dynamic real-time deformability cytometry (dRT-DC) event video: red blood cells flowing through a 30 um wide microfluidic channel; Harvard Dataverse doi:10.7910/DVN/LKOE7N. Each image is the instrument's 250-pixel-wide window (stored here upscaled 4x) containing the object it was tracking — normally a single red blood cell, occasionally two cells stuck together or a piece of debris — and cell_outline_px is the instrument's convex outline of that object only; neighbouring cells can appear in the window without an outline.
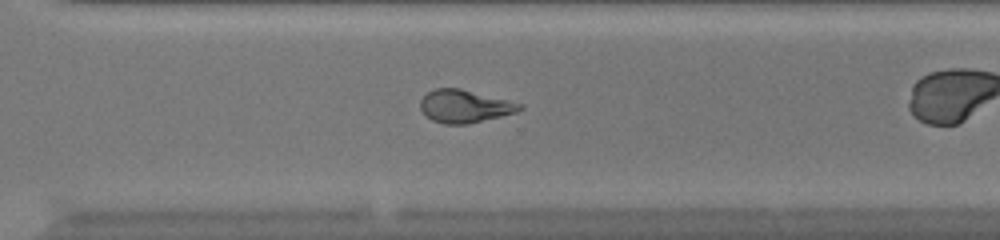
{"species": "common noctule bat (a hibernating species)", "species_latin": "Nyctalus noctula", "temperature_condition": "warm", "stored_images_in_passage": 52, "camera_frame_rate_fps": 3000, "um_per_image_px": 0.085, "animal": {"sex": "female", "body_mass_g": 20.0, "forearm_length_mm": 54.0}, "frame": {"image": 1, "passage_image": 37, "time_ms": 12.0, "image_size_px": [1000, 240], "cell_outline_px": [[524, 108], [516, 112], [468, 124], [444, 124], [432, 120], [420, 108], [420, 100], [428, 92], [436, 88], [460, 88], [524, 104]], "centroid_in_image_um": [39.51, 9.03], "position_along_channel_um": 331.1, "area_um2": 18.84}, "authors_computed_cell_mechanics": {"area_um2": 20.0277, "velocity_mm_per_s": 4.1364, "shape_relaxation_time_tau1_ms": 7.5675, "shape_relaxation_time_tau2_ms": 1.9215, "deformation_change_tau1": 0.2905, "deformation_change_tau2": 0.1105}}